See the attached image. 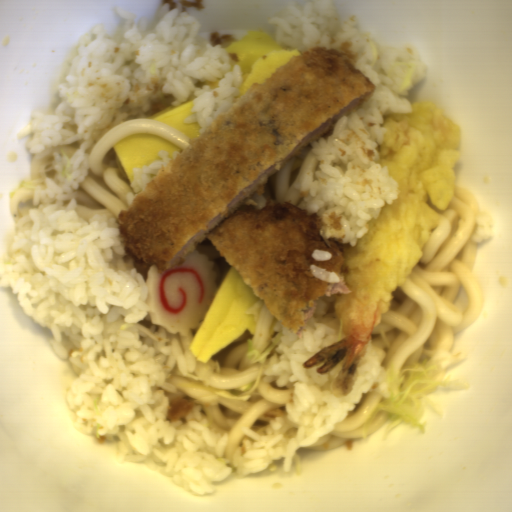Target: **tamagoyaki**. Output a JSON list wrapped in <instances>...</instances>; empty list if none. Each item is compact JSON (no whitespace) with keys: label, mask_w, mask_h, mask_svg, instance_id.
Returning <instances> with one entry per match:
<instances>
[{"label":"tamagoyaki","mask_w":512,"mask_h":512,"mask_svg":"<svg viewBox=\"0 0 512 512\" xmlns=\"http://www.w3.org/2000/svg\"><path fill=\"white\" fill-rule=\"evenodd\" d=\"M260 301L229 263L189 346L194 358L207 363L245 333L254 334L258 326L250 310Z\"/></svg>","instance_id":"tamagoyaki-1"},{"label":"tamagoyaki","mask_w":512,"mask_h":512,"mask_svg":"<svg viewBox=\"0 0 512 512\" xmlns=\"http://www.w3.org/2000/svg\"><path fill=\"white\" fill-rule=\"evenodd\" d=\"M232 71L241 65V86L236 99L254 83H262L289 58L301 53L279 44L275 37L252 30L228 48Z\"/></svg>","instance_id":"tamagoyaki-2"},{"label":"tamagoyaki","mask_w":512,"mask_h":512,"mask_svg":"<svg viewBox=\"0 0 512 512\" xmlns=\"http://www.w3.org/2000/svg\"><path fill=\"white\" fill-rule=\"evenodd\" d=\"M115 156L132 183L135 167L151 164L163 157L158 155L160 150H166L170 155L179 148L167 137L154 133L129 136L112 146Z\"/></svg>","instance_id":"tamagoyaki-3"},{"label":"tamagoyaki","mask_w":512,"mask_h":512,"mask_svg":"<svg viewBox=\"0 0 512 512\" xmlns=\"http://www.w3.org/2000/svg\"><path fill=\"white\" fill-rule=\"evenodd\" d=\"M196 98L197 96L195 93L190 94L188 100L184 103L180 105L171 104L146 119L170 126L183 133L188 140L189 138H199L200 123H184L194 111Z\"/></svg>","instance_id":"tamagoyaki-4"}]
</instances>
